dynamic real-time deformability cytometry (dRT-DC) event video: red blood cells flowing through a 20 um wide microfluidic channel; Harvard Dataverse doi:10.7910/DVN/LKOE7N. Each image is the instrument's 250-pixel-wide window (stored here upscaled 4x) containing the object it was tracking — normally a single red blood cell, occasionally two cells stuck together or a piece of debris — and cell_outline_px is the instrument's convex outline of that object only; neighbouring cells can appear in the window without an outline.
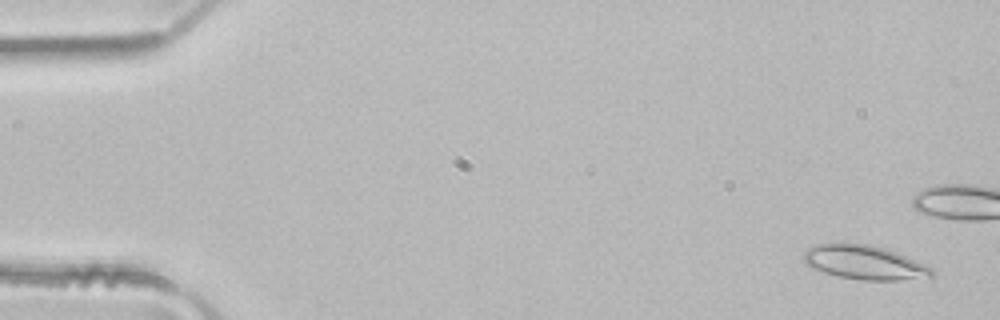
{"species": "common noctule bat (a hibernating species)", "species_latin": "Nyctalus noctula", "temperature_condition": "room temperature", "stored_images_in_passage": 5, "camera_frame_rate_fps": 3000, "um_per_image_px": 0.085, "animal": {"sex": "male", "body_mass_g": 21.5, "forearm_length_mm": 52.0}, "frame": {"image": 1, "passage_image": 1, "time_ms": 0.0, "image_size_px": [1000, 320], "cell_outline_px": [[936, 276], [896, 280], [860, 280], [836, 276], [812, 268], [804, 264], [804, 252], [808, 248], [816, 244], [868, 244], [884, 248], [896, 252], [924, 264], [932, 268]], "centroid_in_image_um": [73.47, 22.32], "position_along_channel_um": 11.5, "area_um2": 25.26}}